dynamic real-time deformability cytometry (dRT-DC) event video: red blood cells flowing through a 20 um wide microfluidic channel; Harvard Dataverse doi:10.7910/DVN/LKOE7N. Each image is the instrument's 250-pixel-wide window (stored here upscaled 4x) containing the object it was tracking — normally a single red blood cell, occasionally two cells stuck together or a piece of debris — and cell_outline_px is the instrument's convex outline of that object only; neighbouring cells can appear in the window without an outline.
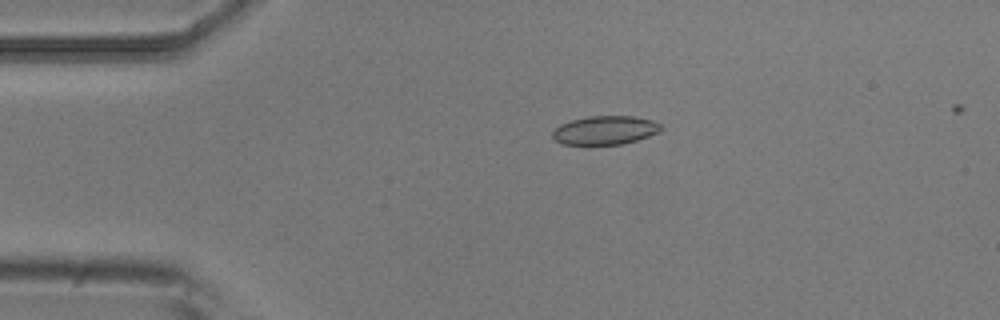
{"species": "common noctule bat (a hibernating species)", "species_latin": "Nyctalus noctula", "temperature_condition": "room temperature", "stored_images_in_passage": 4, "camera_frame_rate_fps": 3000, "um_per_image_px": 0.085, "animal": {"sex": "male", "body_mass_g": 20.5, "forearm_length_mm": 52.5}, "frame": {"image": 1, "passage_image": 2, "time_ms": 0.333, "image_size_px": [1000, 320], "cell_outline_px": [[664, 128], [648, 136], [624, 144], [564, 144], [556, 140], [552, 136], [552, 132], [560, 124], [572, 120], [588, 116], [632, 116], [652, 120], [660, 124]], "centroid_in_image_um": [51.43, 11.06], "position_along_channel_um": 33.6, "area_um2": 17.92}}